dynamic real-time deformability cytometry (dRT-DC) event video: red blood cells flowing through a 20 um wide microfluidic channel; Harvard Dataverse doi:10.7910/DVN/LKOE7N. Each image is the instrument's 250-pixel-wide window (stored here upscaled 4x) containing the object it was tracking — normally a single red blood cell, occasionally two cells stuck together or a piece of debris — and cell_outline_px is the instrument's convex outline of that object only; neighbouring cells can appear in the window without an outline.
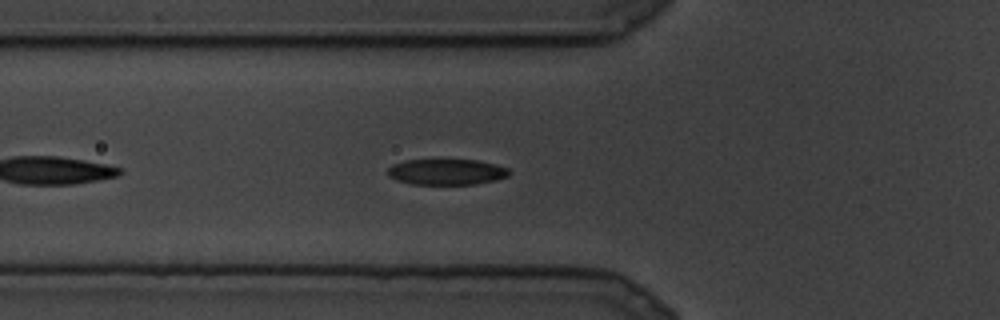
{"species": "common noctule bat (a hibernating species)", "species_latin": "Nyctalus noctula", "temperature_condition": "cold", "stored_images_in_passage": 9, "camera_frame_rate_fps": 3000, "um_per_image_px": 0.085, "animal": {"sex": "male", "body_mass_g": 19.5, "forearm_length_mm": 54.6}, "frame": {"image": 1, "passage_image": 6, "time_ms": 1.667, "image_size_px": [1000, 320], "cell_outline_px": [[512, 172], [508, 176], [496, 180], [472, 184], [412, 184], [396, 180], [388, 176], [388, 168], [392, 164], [404, 160], [440, 156], [480, 160], [496, 164], [508, 168]], "centroid_in_image_um": [37.94, 14.54], "position_along_channel_um": 87.9, "area_um2": 19.48}}
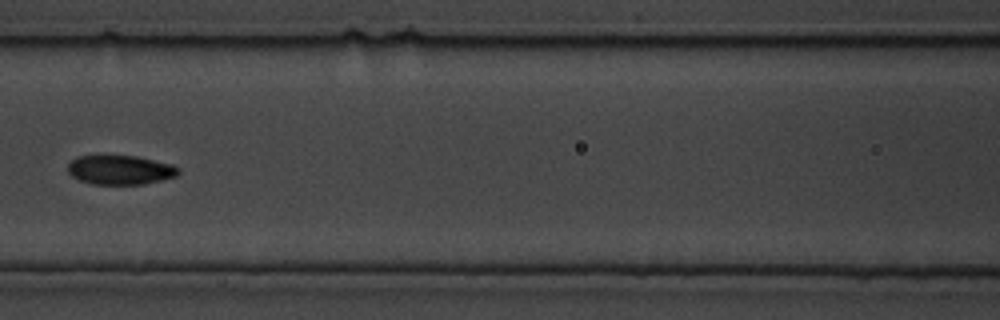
{"frame": {"image": 2, "passage_image": 8, "time_ms": 2.333, "image_size_px": [1000, 320], "cell_outline_px": [[180, 172], [176, 176], [144, 184], [92, 184], [80, 180], [72, 176], [68, 172], [68, 164], [76, 156], [136, 156], [172, 164], [180, 168]], "centroid_in_image_um": [10.22, 14.44], "position_along_channel_um": 156.4, "area_um2": 18.79}}